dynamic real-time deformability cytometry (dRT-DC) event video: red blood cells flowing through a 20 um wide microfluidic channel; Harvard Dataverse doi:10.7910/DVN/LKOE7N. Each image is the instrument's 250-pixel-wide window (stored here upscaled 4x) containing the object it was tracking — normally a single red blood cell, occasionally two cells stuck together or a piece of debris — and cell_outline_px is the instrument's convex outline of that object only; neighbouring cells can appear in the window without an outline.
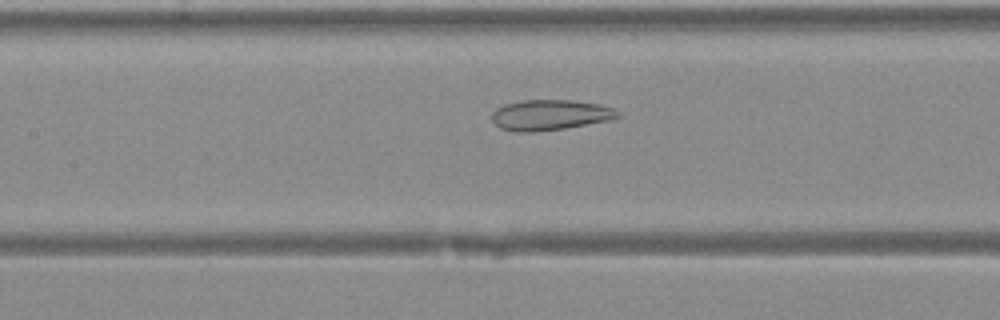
{"species": "Egyptian fruit bat (a non-hibernating species)", "species_latin": "Rousettus aegyptiacus", "temperature_condition": "warm", "stored_images_in_passage": 24, "camera_frame_rate_fps": 3000, "um_per_image_px": 0.085, "animal": {"sex": "female"}, "frame": {"image": 1, "passage_image": 7, "time_ms": 2.0, "image_size_px": [1000, 320], "cell_outline_px": [[620, 116], [612, 120], [564, 128], [532, 132], [516, 132], [500, 128], [492, 120], [492, 112], [496, 108], [504, 104], [524, 100], [572, 100], [600, 104], [612, 108], [620, 112]], "centroid_in_image_um": [46.76, 9.77], "position_along_channel_um": 160.6, "area_um2": 22.43}}
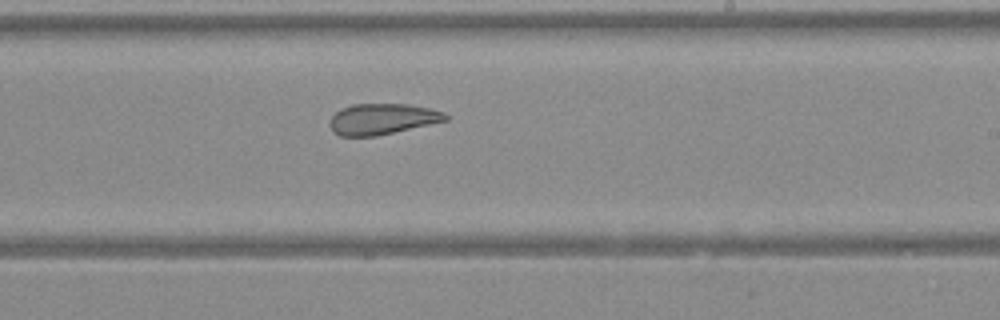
{"frame": {"image": 2, "passage_image": 13, "time_ms": 4.0, "image_size_px": [1000, 320], "cell_outline_px": [[448, 120], [376, 136], [340, 136], [332, 132], [332, 116], [340, 108], [352, 104], [408, 104], [428, 108], [444, 112], [448, 116]], "centroid_in_image_um": [32.49, 10.11], "position_along_channel_um": 256.5, "area_um2": 20.63}}
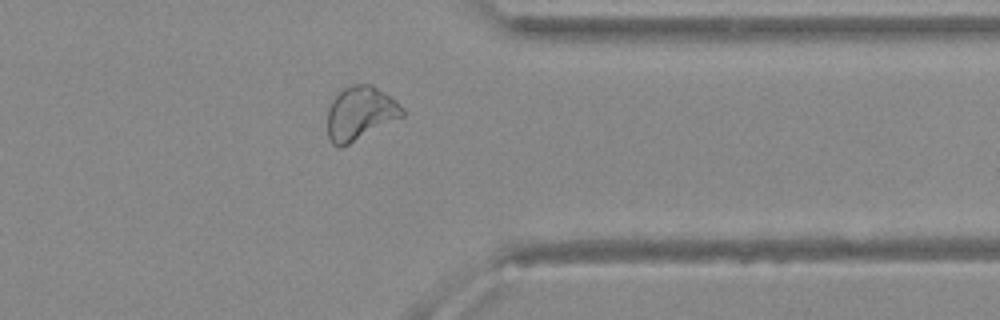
{"frame": {"image": 3, "passage_image": 21, "time_ms": 6.667, "image_size_px": [1000, 320], "cell_outline_px": [[404, 116], [340, 148], [332, 144], [328, 140], [328, 108], [332, 100], [344, 88], [352, 84], [372, 84], [396, 100], [404, 108]], "centroid_in_image_um": [30.62, 9.62], "position_along_channel_um": 380.8, "area_um2": 23.35}}